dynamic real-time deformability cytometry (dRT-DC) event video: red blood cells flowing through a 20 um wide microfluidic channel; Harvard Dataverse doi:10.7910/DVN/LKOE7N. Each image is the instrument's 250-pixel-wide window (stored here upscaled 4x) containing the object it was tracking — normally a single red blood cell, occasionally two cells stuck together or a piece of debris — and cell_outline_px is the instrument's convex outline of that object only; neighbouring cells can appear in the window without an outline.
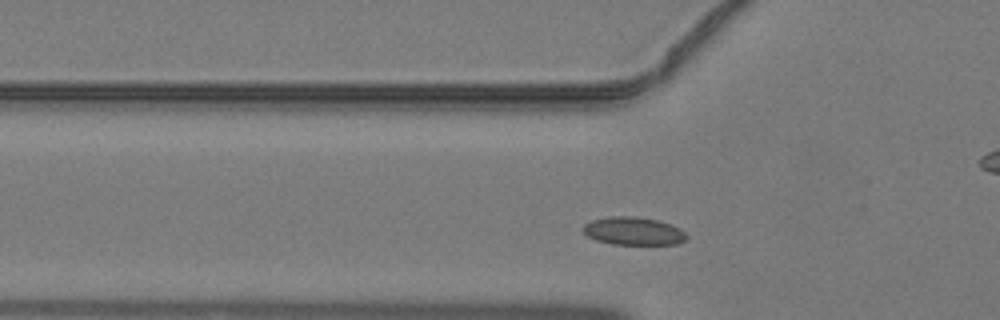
{"species": "common noctule bat (a hibernating species)", "species_latin": "Nyctalus noctula", "temperature_condition": "warm", "stored_images_in_passage": 42, "camera_frame_rate_fps": 3000, "um_per_image_px": 0.085, "animal": {"sex": "male", "body_mass_g": 19.2, "forearm_length_mm": 51.8}, "frame": {"image": 1, "passage_image": 11, "time_ms": 3.333, "image_size_px": [1000, 320], "cell_outline_px": [[688, 236], [684, 240], [676, 244], [612, 244], [596, 240], [588, 236], [580, 228], [584, 224], [592, 220], [612, 216], [636, 216], [660, 220], [672, 224], [680, 228]], "centroid_in_image_um": [53.84, 19.63], "position_along_channel_um": 72.0, "area_um2": 16.99}}
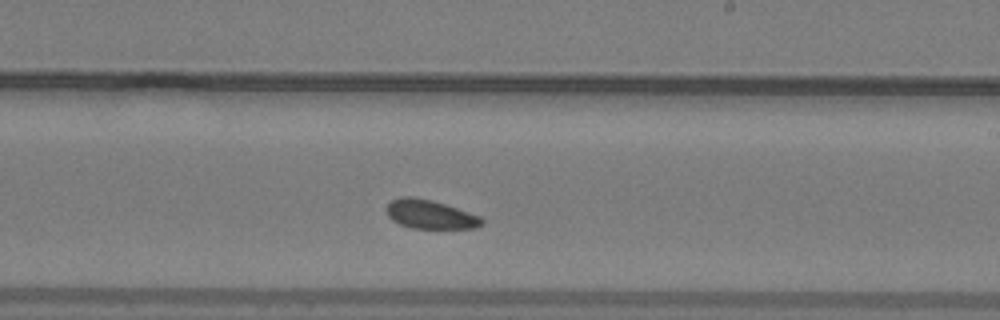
{"frame": {"image": 2, "passage_image": 23, "time_ms": 7.333, "image_size_px": [1000, 320], "cell_outline_px": [[484, 224], [476, 228], [412, 228], [400, 224], [392, 220], [388, 216], [384, 208], [392, 200], [400, 196], [412, 196], [432, 200], [480, 216], [484, 220]], "centroid_in_image_um": [36.53, 18.22], "position_along_channel_um": 252.5, "area_um2": 16.07}}
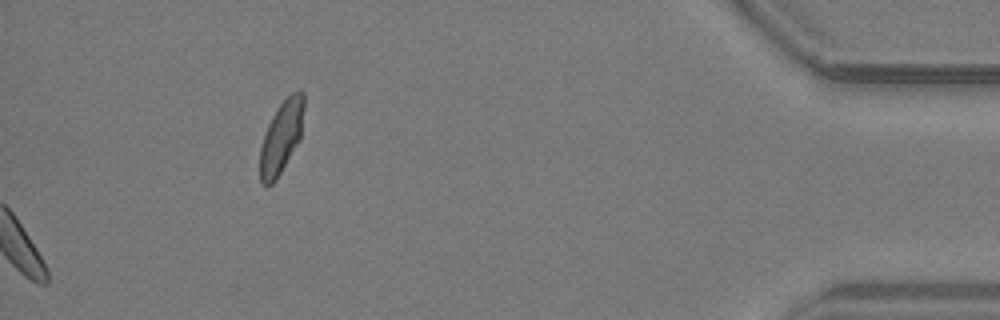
{"frame": {"image": 3, "passage_image": 42, "time_ms": 13.667, "image_size_px": [1000, 320], "cell_outline_px": [[304, 108], [300, 140], [276, 180], [268, 188], [260, 180], [260, 148], [268, 124], [272, 116], [280, 104], [292, 92], [300, 88], [304, 92]], "centroid_in_image_um": [23.93, 11.64], "position_along_channel_um": 411.3, "area_um2": 18.61}}